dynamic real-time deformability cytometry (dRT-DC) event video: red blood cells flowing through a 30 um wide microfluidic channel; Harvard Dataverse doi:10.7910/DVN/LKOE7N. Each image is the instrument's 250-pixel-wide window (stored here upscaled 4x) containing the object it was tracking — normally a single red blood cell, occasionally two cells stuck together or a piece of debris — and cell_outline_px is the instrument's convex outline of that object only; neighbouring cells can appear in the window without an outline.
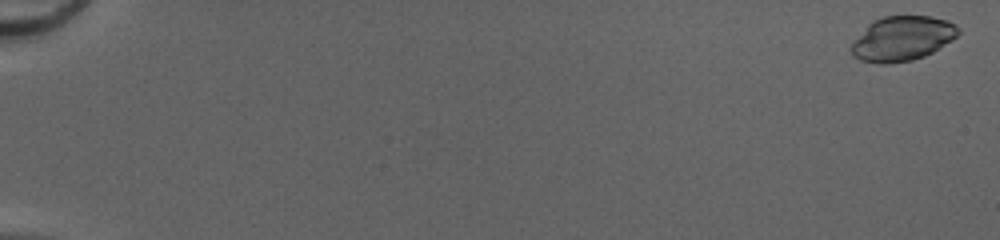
{"species": "common noctule bat (a hibernating species)", "species_latin": "Nyctalus noctula", "temperature_condition": "cold", "stored_images_in_passage": 52, "camera_frame_rate_fps": 3000, "um_per_image_px": 0.085, "animal": {"sex": "female", "body_mass_g": 20.0, "forearm_length_mm": 54.0}, "frame": {"image": 1, "passage_image": 2, "time_ms": 0.333, "image_size_px": [1000, 240], "cell_outline_px": [[960, 32], [952, 40], [932, 52], [924, 56], [912, 60], [888, 64], [880, 64], [860, 60], [852, 56], [852, 44], [868, 24], [872, 20], [880, 16], [932, 16], [948, 20], [956, 24], [960, 28]], "centroid_in_image_um": [76.71, 3.27], "position_along_channel_um": 8.3, "area_um2": 27.92}}
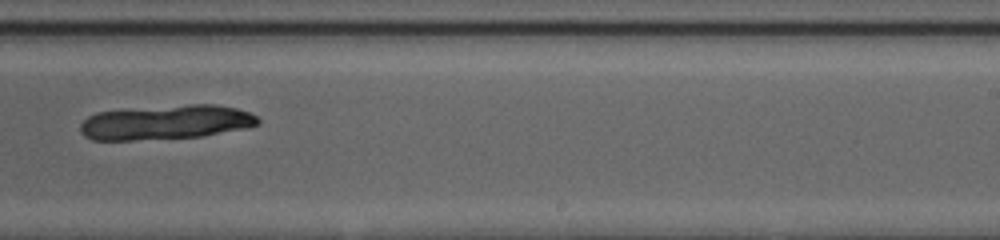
{"frame": {"image": 2, "passage_image": 36, "time_ms": 11.667, "image_size_px": [1000, 240], "cell_outline_px": [[260, 124], [248, 128], [200, 136], [132, 140], [92, 140], [84, 136], [80, 132], [80, 124], [88, 116], [96, 112], [192, 104], [216, 104], [236, 108], [248, 112], [256, 116], [260, 120]], "centroid_in_image_um": [14.11, 10.4], "position_along_channel_um": 274.9, "area_um2": 35.49}}
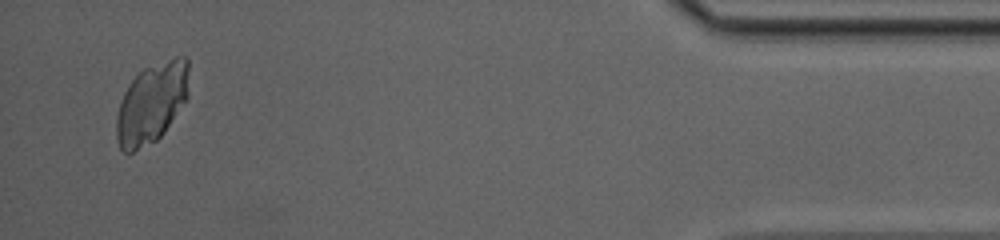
{"frame": {"image": 3, "passage_image": 51, "time_ms": 16.667, "image_size_px": [1000, 240], "cell_outline_px": [[188, 96], [164, 132], [156, 140], [132, 152], [124, 152], [120, 148], [116, 136], [116, 116], [120, 100], [128, 84], [144, 68], [176, 56], [188, 56]], "centroid_in_image_um": [12.88, 8.75], "position_along_channel_um": 422.3, "area_um2": 33.76}}